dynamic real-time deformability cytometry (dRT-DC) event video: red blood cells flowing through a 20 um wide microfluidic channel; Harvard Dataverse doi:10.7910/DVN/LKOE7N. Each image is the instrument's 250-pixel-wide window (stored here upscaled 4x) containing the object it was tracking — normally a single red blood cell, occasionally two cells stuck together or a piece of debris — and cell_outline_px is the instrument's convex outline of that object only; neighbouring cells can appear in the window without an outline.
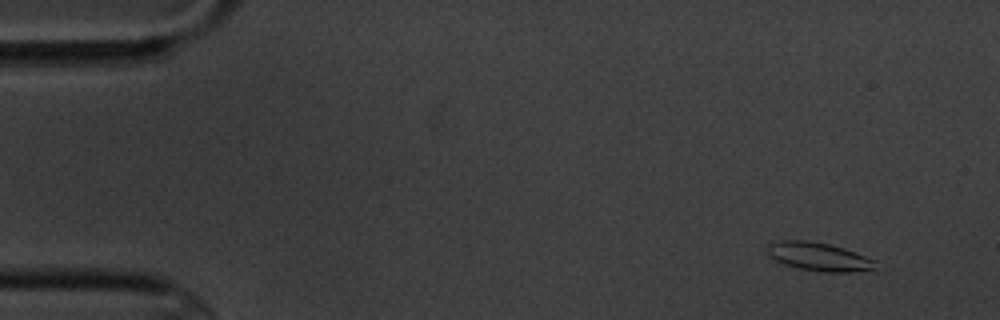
{"species": "common noctule bat (a hibernating species)", "species_latin": "Nyctalus noctula", "temperature_condition": "cold", "stored_images_in_passage": 11, "camera_frame_rate_fps": 3000, "um_per_image_px": 0.085, "animal": {"sex": "male", "body_mass_g": 20.1, "forearm_length_mm": 53.5}, "frame": {"image": 1, "passage_image": 1, "time_ms": 0.0, "image_size_px": [1000, 320], "cell_outline_px": [[880, 272], [824, 272], [796, 268], [784, 264], [768, 256], [768, 244], [780, 240], [808, 240], [828, 244], [844, 248], [880, 260]], "centroid_in_image_um": [69.8, 21.85], "position_along_channel_um": 15.2, "area_um2": 18.79}}
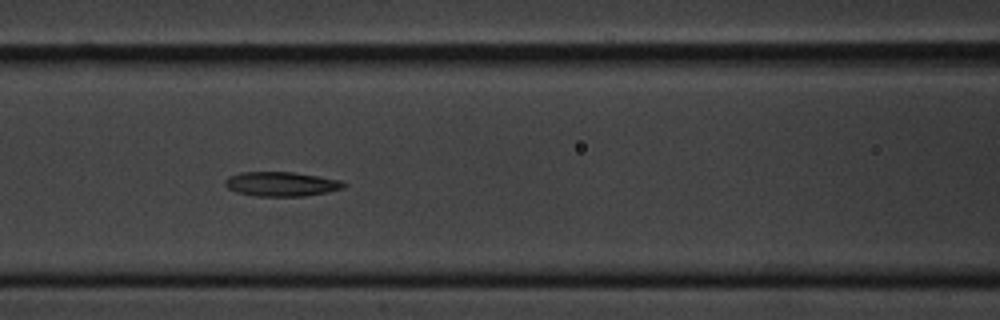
{"frame": {"image": 2, "passage_image": 7, "time_ms": 6.667, "image_size_px": [1000, 320], "cell_outline_px": [[348, 184], [344, 188], [328, 192], [304, 196], [256, 196], [236, 192], [228, 188], [224, 184], [224, 180], [228, 176], [240, 172], [292, 172], [340, 180]], "centroid_in_image_um": [23.9, 15.64], "position_along_channel_um": 142.7, "area_um2": 16.94}}
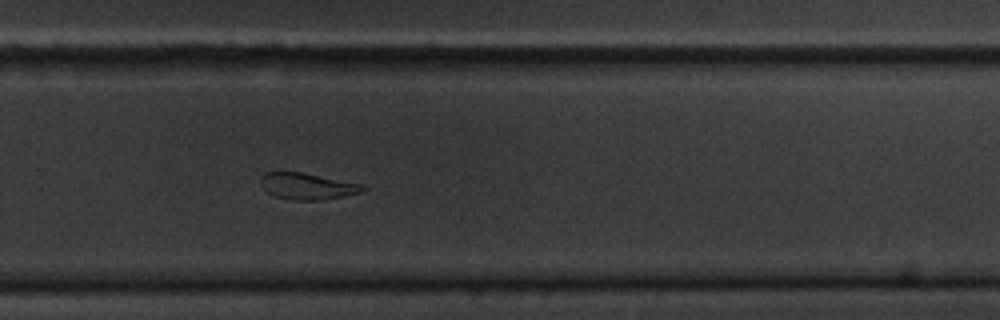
{"frame": {"image": 3, "passage_image": 11, "time_ms": 11.333, "image_size_px": [1000, 320], "cell_outline_px": [[368, 188], [364, 192], [324, 200], [296, 200], [276, 196], [268, 192], [260, 184], [260, 176], [264, 172], [300, 172], [364, 184]], "centroid_in_image_um": [26.17, 15.82], "position_along_channel_um": 303.6, "area_um2": 15.84}}